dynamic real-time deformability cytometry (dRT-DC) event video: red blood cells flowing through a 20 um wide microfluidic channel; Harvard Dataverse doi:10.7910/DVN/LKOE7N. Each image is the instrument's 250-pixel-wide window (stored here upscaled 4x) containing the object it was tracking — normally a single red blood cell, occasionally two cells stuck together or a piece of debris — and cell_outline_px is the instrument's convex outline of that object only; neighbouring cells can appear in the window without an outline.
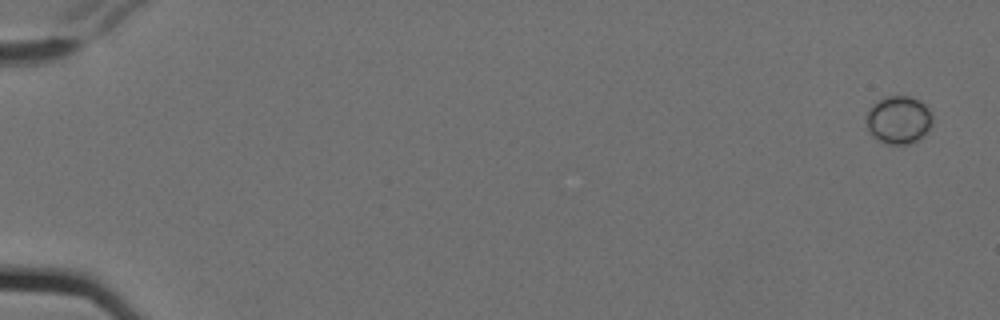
{"species": "Egyptian fruit bat (a non-hibernating species)", "species_latin": "Rousettus aegyptiacus", "temperature_condition": "cold", "stored_images_in_passage": 6, "camera_frame_rate_fps": 3000, "um_per_image_px": 0.085, "animal": {"sex": "female"}, "frame": {"image": 1, "passage_image": 1, "time_ms": 0.0, "image_size_px": [1000, 320], "cell_outline_px": [[932, 124], [928, 132], [924, 136], [908, 144], [884, 144], [876, 140], [868, 132], [864, 120], [864, 116], [872, 104], [888, 96], [908, 96], [920, 100], [928, 108], [932, 116]], "centroid_in_image_um": [76.34, 10.21], "position_along_channel_um": 8.7, "area_um2": 18.9}}
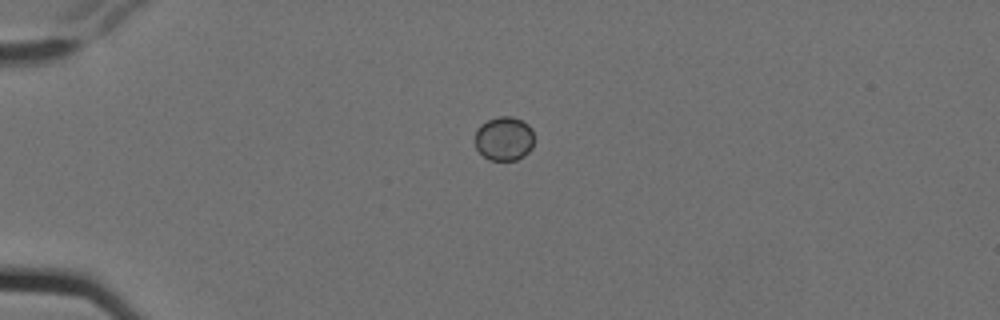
{"frame": {"image": 2, "passage_image": 4, "time_ms": 1.0, "image_size_px": [1000, 320], "cell_outline_px": [[532, 148], [524, 156], [516, 160], [488, 160], [476, 148], [476, 128], [480, 124], [496, 116], [512, 116], [528, 124], [532, 128]], "centroid_in_image_um": [42.83, 11.77], "position_along_channel_um": 42.2, "area_um2": 15.2}}
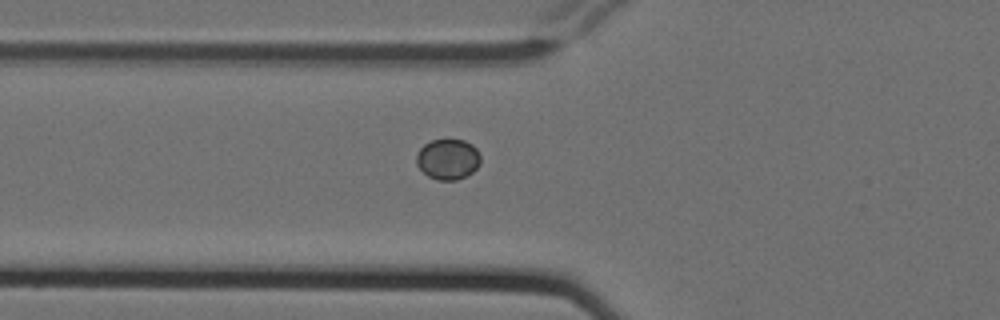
{"frame": {"image": 3, "passage_image": 6, "time_ms": 1.667, "image_size_px": [1000, 320], "cell_outline_px": [[480, 164], [472, 172], [456, 180], [436, 180], [428, 176], [416, 164], [416, 156], [420, 148], [424, 144], [432, 140], [448, 136], [464, 140], [472, 144], [476, 148], [480, 156]], "centroid_in_image_um": [38.06, 13.48], "position_along_channel_um": 87.7, "area_um2": 15.55}}